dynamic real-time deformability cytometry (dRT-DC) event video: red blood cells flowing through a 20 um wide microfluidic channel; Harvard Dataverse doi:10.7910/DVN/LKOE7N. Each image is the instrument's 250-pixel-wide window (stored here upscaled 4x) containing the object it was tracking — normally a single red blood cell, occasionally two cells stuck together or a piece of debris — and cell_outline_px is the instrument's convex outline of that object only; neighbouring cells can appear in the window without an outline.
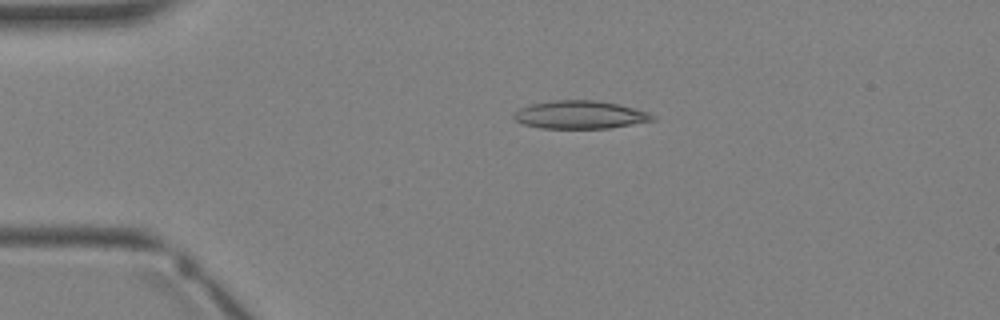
{"species": "Egyptian fruit bat (a non-hibernating species)", "species_latin": "Rousettus aegyptiacus", "temperature_condition": "warm", "stored_images_in_passage": 3, "camera_frame_rate_fps": 3000, "um_per_image_px": 0.085, "animal": {"sex": "female"}, "frame": {"image": 1, "passage_image": 2, "time_ms": 1.0, "image_size_px": [1000, 320], "cell_outline_px": [[656, 120], [612, 128], [540, 128], [524, 124], [516, 120], [512, 116], [520, 108], [532, 104], [552, 100], [596, 100], [616, 104], [648, 112], [656, 116]], "centroid_in_image_um": [49.33, 9.76], "position_along_channel_um": 35.7, "area_um2": 22.54}}
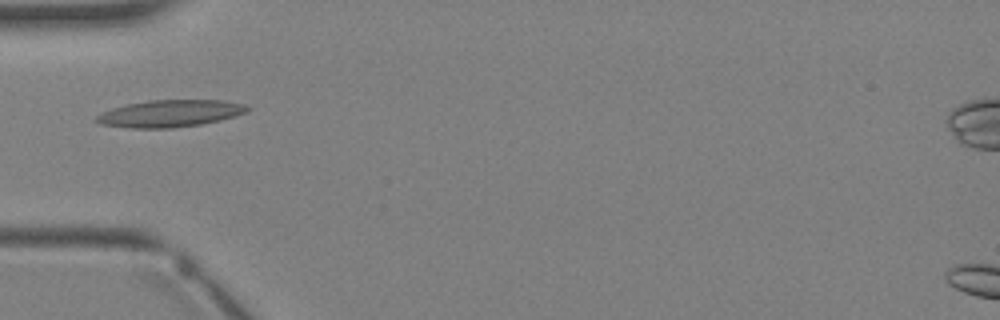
{"frame": {"image": 2, "passage_image": 3, "time_ms": 2.333, "image_size_px": [1000, 320], "cell_outline_px": [[252, 108], [248, 112], [236, 116], [204, 124], [172, 128], [128, 128], [100, 124], [96, 120], [96, 116], [112, 108], [128, 104], [148, 100], [224, 100], [244, 104]], "centroid_in_image_um": [14.51, 9.65], "position_along_channel_um": 70.5, "area_um2": 23.93}}